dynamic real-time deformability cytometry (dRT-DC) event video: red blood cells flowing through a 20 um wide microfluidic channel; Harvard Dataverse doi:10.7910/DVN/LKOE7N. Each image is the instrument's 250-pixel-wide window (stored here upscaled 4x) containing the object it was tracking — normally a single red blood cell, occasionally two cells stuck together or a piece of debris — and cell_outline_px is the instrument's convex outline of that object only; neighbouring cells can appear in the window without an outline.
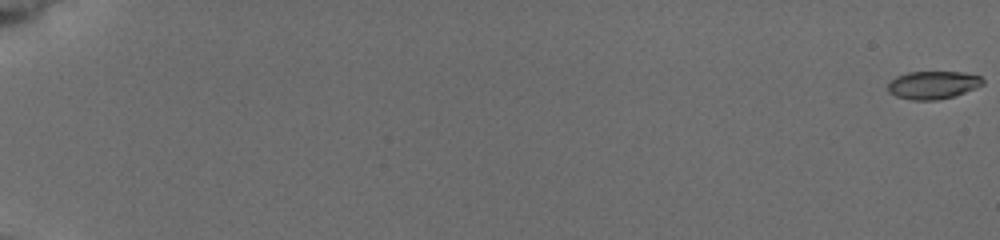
{"species": "common noctule bat (a hibernating species)", "species_latin": "Nyctalus noctula", "temperature_condition": "cold", "stored_images_in_passage": 13, "camera_frame_rate_fps": 3000, "um_per_image_px": 0.085, "animal": {"sex": "female", "body_mass_g": 19.5, "forearm_length_mm": 54.1}, "frame": {"image": 1, "passage_image": 1, "time_ms": 0.0, "image_size_px": [1000, 240], "cell_outline_px": [[984, 84], [964, 92], [952, 96], [932, 100], [912, 100], [896, 96], [888, 92], [888, 84], [896, 76], [908, 72], [960, 72], [980, 76], [984, 80]], "centroid_in_image_um": [79.28, 7.21], "position_along_channel_um": 5.7, "area_um2": 15.2}}
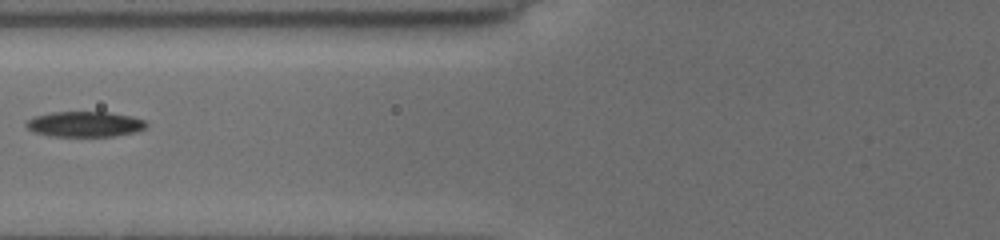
{"frame": {"image": 2, "passage_image": 10, "time_ms": 8.667, "image_size_px": [1000, 240], "cell_outline_px": [[148, 124], [144, 128], [132, 132], [112, 136], [56, 136], [36, 132], [28, 128], [24, 124], [28, 120], [36, 116], [52, 112], [108, 112], [132, 116], [144, 120]], "centroid_in_image_um": [7.22, 10.54], "position_along_channel_um": 118.6, "area_um2": 17.46}}
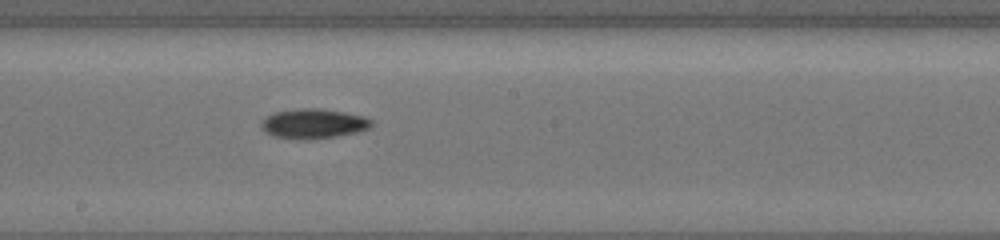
{"frame": {"image": 3, "passage_image": 13, "time_ms": 11.333, "image_size_px": [1000, 240], "cell_outline_px": [[372, 124], [368, 128], [356, 132], [308, 140], [296, 140], [276, 136], [264, 132], [260, 128], [260, 124], [268, 116], [276, 112], [304, 108], [320, 108], [344, 112], [364, 116], [372, 120]], "centroid_in_image_um": [26.62, 10.51], "position_along_channel_um": 221.6, "area_um2": 18.9}}